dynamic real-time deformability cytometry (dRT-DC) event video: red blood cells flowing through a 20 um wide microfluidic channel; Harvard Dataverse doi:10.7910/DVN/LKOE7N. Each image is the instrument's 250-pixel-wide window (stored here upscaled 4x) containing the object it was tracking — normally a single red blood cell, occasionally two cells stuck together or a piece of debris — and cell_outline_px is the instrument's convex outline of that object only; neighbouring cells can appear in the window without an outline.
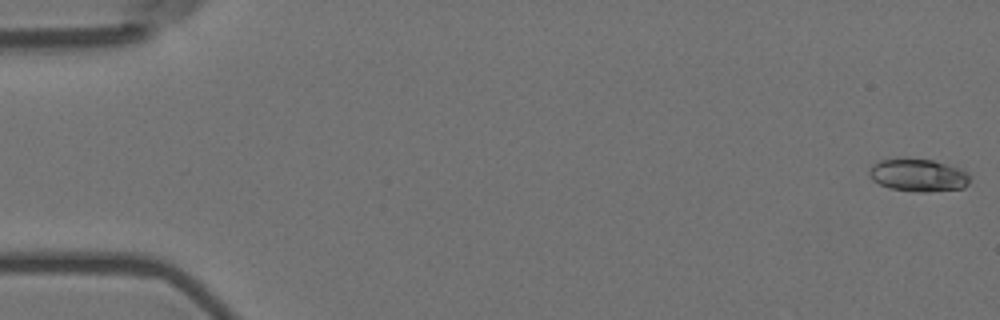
{"species": "Egyptian fruit bat (a non-hibernating species)", "species_latin": "Rousettus aegyptiacus", "temperature_condition": "room temperature", "stored_images_in_passage": 8, "camera_frame_rate_fps": 3000, "um_per_image_px": 0.085, "animal": {"sex": "female"}, "frame": {"image": 1, "passage_image": 1, "time_ms": 0.0, "image_size_px": [1000, 320], "cell_outline_px": [[972, 176], [968, 184], [964, 188], [928, 192], [920, 192], [892, 188], [880, 184], [872, 180], [868, 172], [872, 164], [880, 160], [900, 156], [908, 156], [932, 160], [960, 168], [968, 172]], "centroid_in_image_um": [78.05, 14.85], "position_along_channel_um": 6.9, "area_um2": 19.77}}
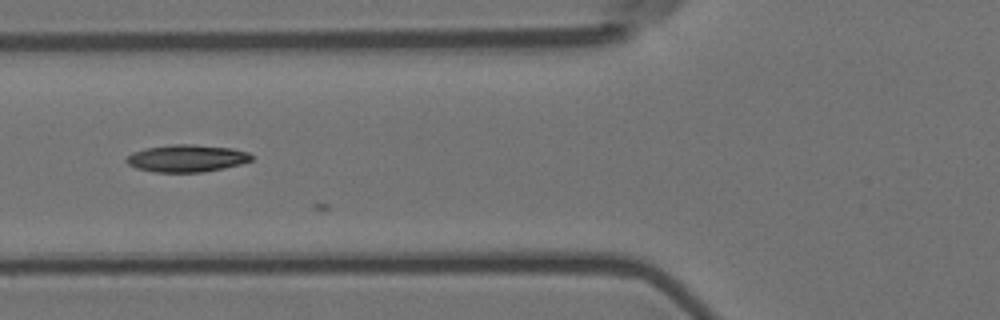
{"frame": {"image": 2, "passage_image": 7, "time_ms": 2.0, "image_size_px": [1000, 320], "cell_outline_px": [[252, 160], [240, 164], [224, 168], [200, 172], [156, 172], [136, 168], [128, 164], [124, 160], [132, 152], [144, 148], [172, 144], [192, 144], [232, 148], [248, 152], [252, 156]], "centroid_in_image_um": [15.85, 13.45], "position_along_channel_um": 110.0, "area_um2": 19.88}}